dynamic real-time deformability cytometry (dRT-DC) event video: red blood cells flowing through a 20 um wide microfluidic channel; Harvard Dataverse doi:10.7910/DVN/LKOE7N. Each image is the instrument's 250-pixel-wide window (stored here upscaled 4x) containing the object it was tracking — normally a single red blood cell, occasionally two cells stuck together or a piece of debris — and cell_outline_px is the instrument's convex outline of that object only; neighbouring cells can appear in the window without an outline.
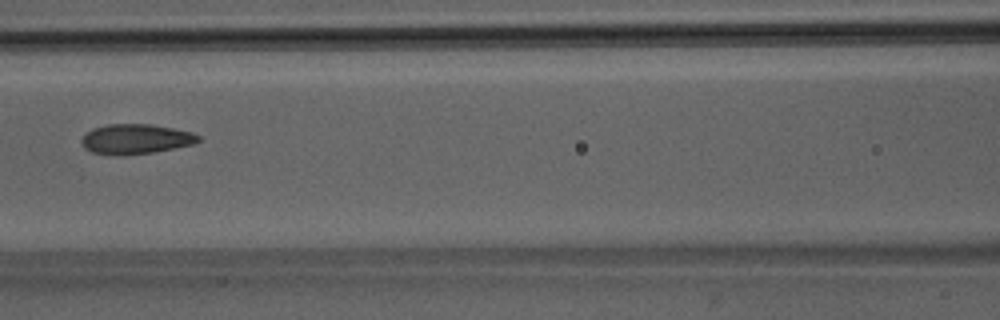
{"species": "Egyptian fruit bat (a non-hibernating species)", "species_latin": "Rousettus aegyptiacus", "temperature_condition": "room temperature", "stored_images_in_passage": 7, "camera_frame_rate_fps": 3000, "um_per_image_px": 0.085, "animal": {"sex": "male"}, "frame": {"image": 1, "passage_image": 7, "time_ms": 6.667, "image_size_px": [1000, 320], "cell_outline_px": [[200, 140], [192, 144], [152, 152], [124, 156], [120, 156], [92, 152], [84, 148], [80, 140], [92, 128], [108, 124], [148, 124], [172, 128], [192, 132], [200, 136]], "centroid_in_image_um": [11.5, 11.82], "position_along_channel_um": 155.1, "area_um2": 20.23}}